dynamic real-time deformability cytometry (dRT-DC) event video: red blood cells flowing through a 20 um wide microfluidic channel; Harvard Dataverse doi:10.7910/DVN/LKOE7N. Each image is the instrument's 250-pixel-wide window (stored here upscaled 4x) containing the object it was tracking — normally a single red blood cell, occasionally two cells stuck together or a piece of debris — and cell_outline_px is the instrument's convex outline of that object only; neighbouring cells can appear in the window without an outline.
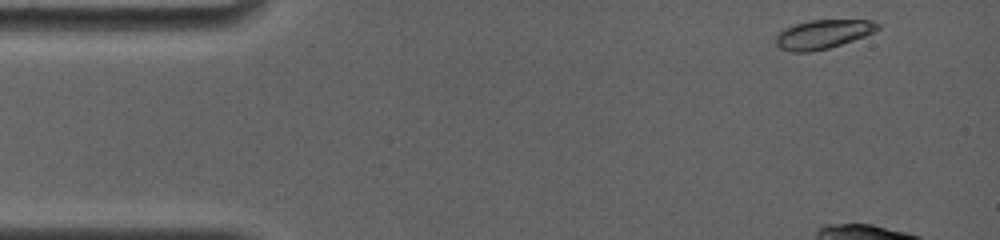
{"species": "common noctule bat (a hibernating species)", "species_latin": "Nyctalus noctula", "temperature_condition": "room temperature", "stored_images_in_passage": 6, "camera_frame_rate_fps": 4000, "um_per_image_px": 0.085, "animal": {"sex": "female", "body_mass_g": 19.0, "forearm_length_mm": 56.7}, "frame": {"image": 1, "passage_image": 1, "time_ms": 0.0, "image_size_px": [1000, 240], "cell_outline_px": [[880, 28], [864, 36], [828, 48], [812, 52], [792, 52], [780, 48], [776, 44], [776, 36], [784, 28], [808, 20], [872, 20], [880, 24]], "centroid_in_image_um": [69.94, 2.91], "position_along_channel_um": 15.1, "area_um2": 17.05}}